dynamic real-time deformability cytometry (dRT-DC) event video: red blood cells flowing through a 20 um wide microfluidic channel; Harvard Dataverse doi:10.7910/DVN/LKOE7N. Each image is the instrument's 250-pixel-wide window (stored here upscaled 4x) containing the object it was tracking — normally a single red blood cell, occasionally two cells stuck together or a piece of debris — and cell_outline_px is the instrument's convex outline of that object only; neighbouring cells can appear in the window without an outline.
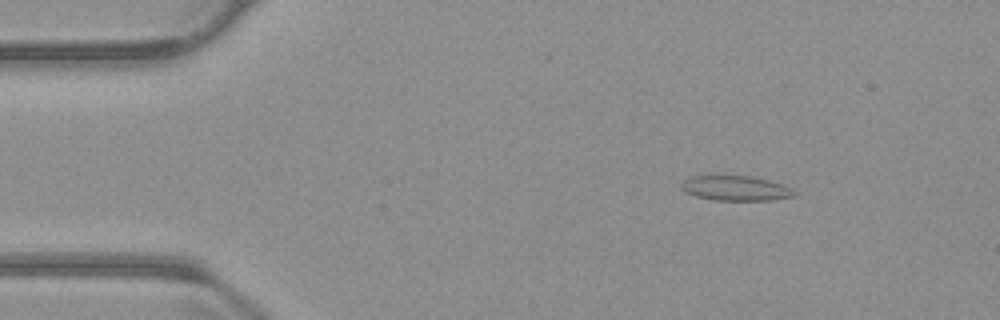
{"species": "common noctule bat (a hibernating species)", "species_latin": "Nyctalus noctula", "temperature_condition": "warm", "stored_images_in_passage": 54, "camera_frame_rate_fps": 3000, "um_per_image_px": 0.085, "animal": {"sex": "male", "body_mass_g": 23.1, "forearm_length_mm": 52.7}, "frame": {"image": 1, "passage_image": 8, "time_ms": 2.333, "image_size_px": [1000, 320], "cell_outline_px": [[796, 196], [772, 200], [716, 200], [696, 196], [684, 192], [680, 188], [684, 180], [692, 176], [752, 176], [784, 184], [792, 188], [796, 192]], "centroid_in_image_um": [62.57, 16.0], "position_along_channel_um": 22.4, "area_um2": 16.42}}
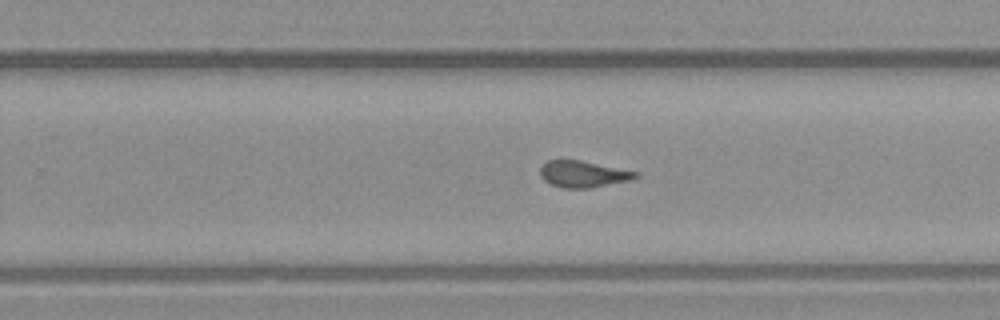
{"frame": {"image": 2, "passage_image": 34, "time_ms": 11.0, "image_size_px": [1000, 320], "cell_outline_px": [[640, 176], [632, 180], [588, 188], [564, 188], [552, 184], [544, 180], [540, 176], [540, 168], [548, 160], [580, 160], [640, 172]], "centroid_in_image_um": [49.61, 14.79], "position_along_channel_um": 280.2, "area_um2": 14.74}}
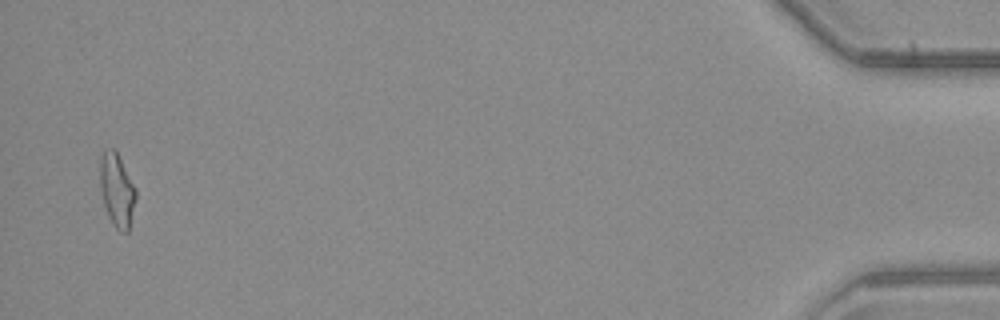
{"frame": {"image": 3, "passage_image": 53, "time_ms": 17.333, "image_size_px": [1000, 320], "cell_outline_px": [[136, 200], [128, 232], [120, 232], [116, 228], [104, 204], [100, 188], [100, 156], [104, 148], [116, 148], [136, 188]], "centroid_in_image_um": [9.95, 16.07], "position_along_channel_um": 425.3, "area_um2": 15.43}, "authors_computed_cell_mechanics": {"area_um2": 15.2303, "velocity_mm_per_s": 3.822, "shape_relaxation_time_tau1_ms": null, "shape_relaxation_time_tau2_ms": 1.1563, "deformation_change_tau1": null, "deformation_change_tau2": 0.084}}